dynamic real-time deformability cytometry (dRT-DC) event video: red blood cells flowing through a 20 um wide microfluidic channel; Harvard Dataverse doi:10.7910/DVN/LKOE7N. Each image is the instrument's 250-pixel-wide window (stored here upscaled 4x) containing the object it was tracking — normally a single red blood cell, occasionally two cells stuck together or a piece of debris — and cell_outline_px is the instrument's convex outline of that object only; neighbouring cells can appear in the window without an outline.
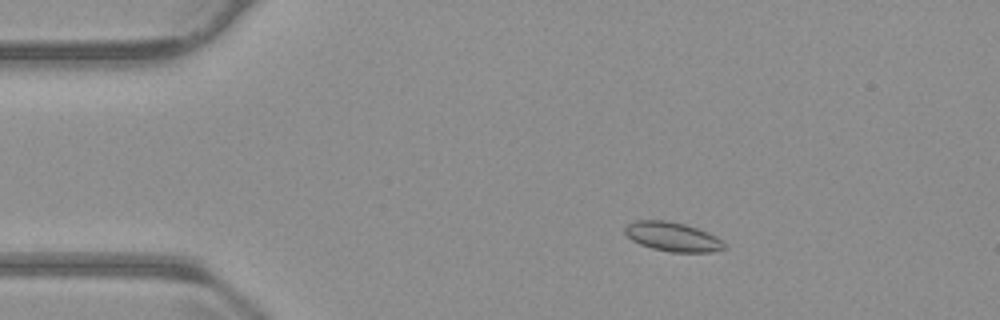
{"species": "common noctule bat (a hibernating species)", "species_latin": "Nyctalus noctula", "temperature_condition": "warm", "stored_images_in_passage": 56, "camera_frame_rate_fps": 3000, "um_per_image_px": 0.085, "animal": {"sex": "male", "body_mass_g": 23.1, "forearm_length_mm": 52.7}, "frame": {"image": 1, "passage_image": 10, "time_ms": 3.0, "image_size_px": [1000, 320], "cell_outline_px": [[728, 248], [712, 252], [672, 252], [652, 248], [640, 244], [632, 240], [624, 232], [624, 228], [628, 224], [636, 220], [668, 220], [684, 224], [708, 232], [716, 236]], "centroid_in_image_um": [57.17, 20.12], "position_along_channel_um": 27.8, "area_um2": 16.88}}
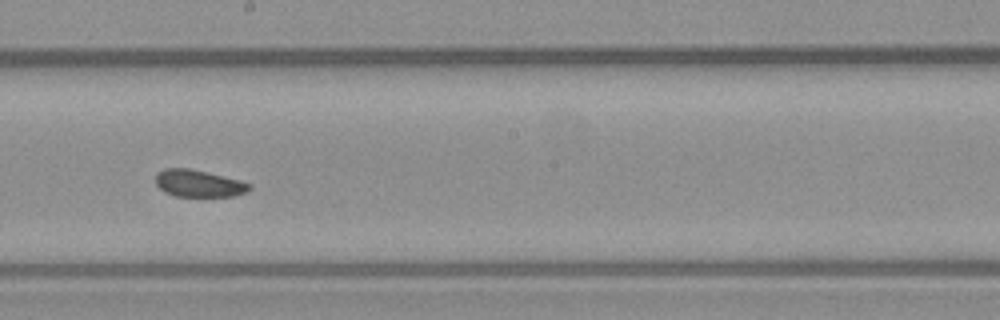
{"frame": {"image": 2, "passage_image": 31, "time_ms": 10.0, "image_size_px": [1000, 320], "cell_outline_px": [[252, 188], [244, 192], [232, 196], [176, 196], [164, 192], [156, 184], [156, 172], [164, 168], [192, 168], [240, 180], [252, 184]], "centroid_in_image_um": [16.87, 15.57], "position_along_channel_um": 231.3, "area_um2": 14.85}}
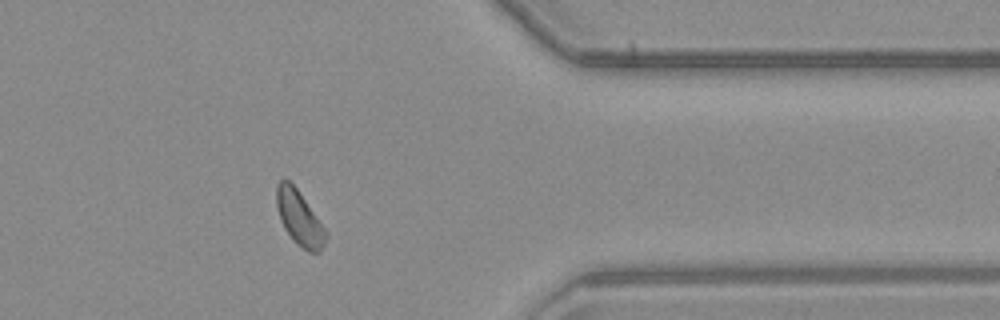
{"frame": {"image": 3, "passage_image": 45, "time_ms": 14.667, "image_size_px": [1000, 320], "cell_outline_px": [[328, 236], [320, 252], [308, 252], [292, 240], [284, 228], [280, 220], [276, 204], [276, 184], [280, 180], [288, 180], [296, 188], [328, 232]], "centroid_in_image_um": [25.45, 18.56], "position_along_channel_um": 386.0, "area_um2": 15.66}, "authors_computed_cell_mechanics": {"area_um2": 15.6638, "velocity_mm_per_s": 3.7222, "shape_relaxation_time_tau1_ms": null, "shape_relaxation_time_tau2_ms": 6.4851, "deformation_change_tau1": null, "deformation_change_tau2": 0.0994}}